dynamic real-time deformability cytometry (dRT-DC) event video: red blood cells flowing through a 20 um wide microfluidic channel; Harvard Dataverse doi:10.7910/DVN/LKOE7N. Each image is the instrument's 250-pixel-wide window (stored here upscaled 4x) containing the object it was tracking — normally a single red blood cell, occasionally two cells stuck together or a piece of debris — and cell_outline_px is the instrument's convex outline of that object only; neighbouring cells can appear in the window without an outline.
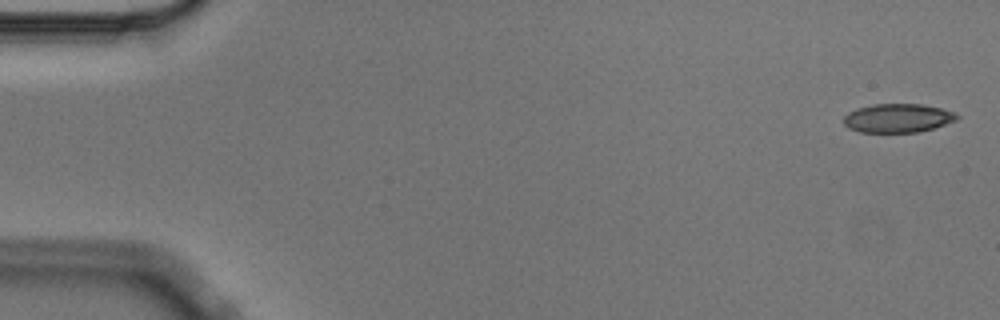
{"species": "Egyptian fruit bat (a non-hibernating species)", "species_latin": "Rousettus aegyptiacus", "temperature_condition": "cold", "stored_images_in_passage": 5, "camera_frame_rate_fps": 3000, "um_per_image_px": 0.085, "animal": {"sex": "male"}, "frame": {"image": 1, "passage_image": 1, "time_ms": 0.0, "image_size_px": [1000, 320], "cell_outline_px": [[960, 116], [956, 120], [920, 132], [860, 132], [848, 128], [844, 124], [844, 116], [848, 112], [856, 108], [872, 104], [920, 104], [940, 108], [956, 112]], "centroid_in_image_um": [76.29, 10.03], "position_along_channel_um": 8.7, "area_um2": 19.02}}
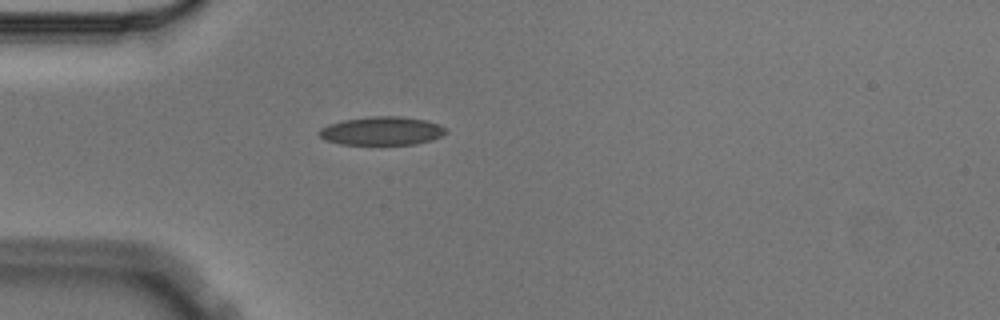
{"frame": {"image": 2, "passage_image": 5, "time_ms": 1.333, "image_size_px": [1000, 320], "cell_outline_px": [[448, 132], [432, 140], [416, 144], [340, 144], [324, 140], [320, 136], [320, 128], [328, 124], [344, 120], [368, 116], [400, 116], [424, 120], [436, 124], [444, 128]], "centroid_in_image_um": [32.43, 11.13], "position_along_channel_um": 52.6, "area_um2": 20.87}}